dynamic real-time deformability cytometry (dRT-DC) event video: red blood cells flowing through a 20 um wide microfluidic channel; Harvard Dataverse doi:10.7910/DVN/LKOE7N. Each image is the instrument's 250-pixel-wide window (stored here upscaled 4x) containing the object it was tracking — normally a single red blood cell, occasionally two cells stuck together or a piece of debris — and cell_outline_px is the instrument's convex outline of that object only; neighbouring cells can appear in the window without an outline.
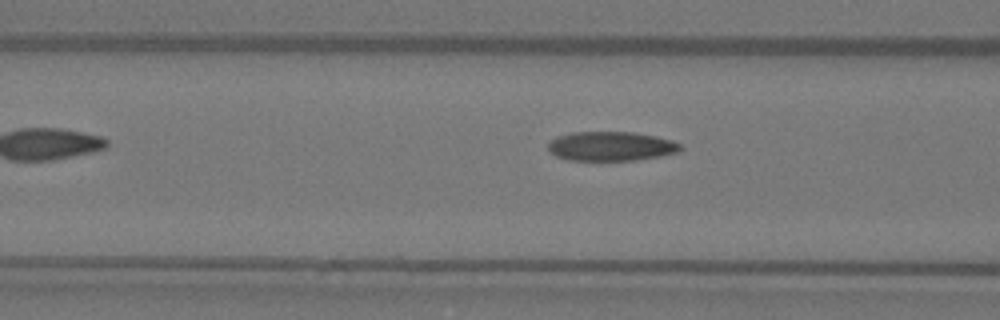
{"species": "Egyptian fruit bat (a non-hibernating species)", "species_latin": "Rousettus aegyptiacus", "temperature_condition": "warm", "stored_images_in_passage": 8, "camera_frame_rate_fps": 3000, "um_per_image_px": 0.085, "animal": {"sex": "female"}, "frame": {"image": 1, "passage_image": 6, "time_ms": 1.667, "image_size_px": [1000, 320], "cell_outline_px": [[684, 148], [676, 152], [660, 156], [636, 160], [568, 160], [556, 156], [548, 148], [548, 144], [556, 136], [572, 132], [632, 132], [656, 136], [672, 140], [680, 144]], "centroid_in_image_um": [51.94, 12.42], "position_along_channel_um": 114.7, "area_um2": 22.54}}